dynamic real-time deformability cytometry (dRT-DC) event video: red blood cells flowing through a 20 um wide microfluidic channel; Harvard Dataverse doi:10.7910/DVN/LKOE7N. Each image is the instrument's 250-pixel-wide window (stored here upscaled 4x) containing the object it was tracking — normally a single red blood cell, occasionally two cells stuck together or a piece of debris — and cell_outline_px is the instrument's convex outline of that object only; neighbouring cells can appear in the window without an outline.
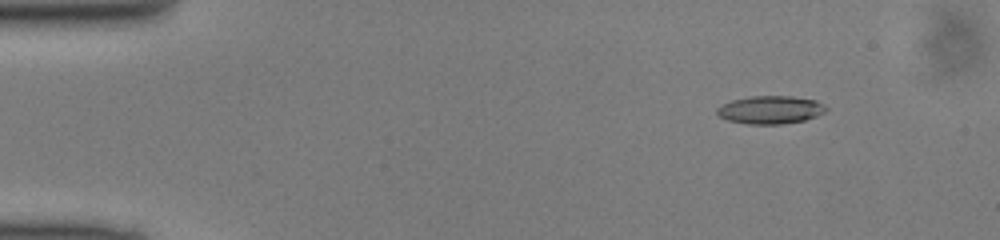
{"species": "common noctule bat (a hibernating species)", "species_latin": "Nyctalus noctula", "temperature_condition": "cold", "stored_images_in_passage": 50, "camera_frame_rate_fps": 3000, "um_per_image_px": 0.085, "animal": {"sex": "male", "body_mass_g": 13.0, "forearm_length_mm": 53.1}, "frame": {"image": 1, "passage_image": 6, "time_ms": 1.667, "image_size_px": [1000, 240], "cell_outline_px": [[828, 108], [824, 112], [816, 116], [804, 120], [780, 124], [748, 124], [728, 120], [720, 116], [716, 112], [716, 108], [732, 100], [748, 96], [792, 96], [816, 100], [824, 104]], "centroid_in_image_um": [65.49, 9.32], "position_along_channel_um": 19.5, "area_um2": 17.74}}
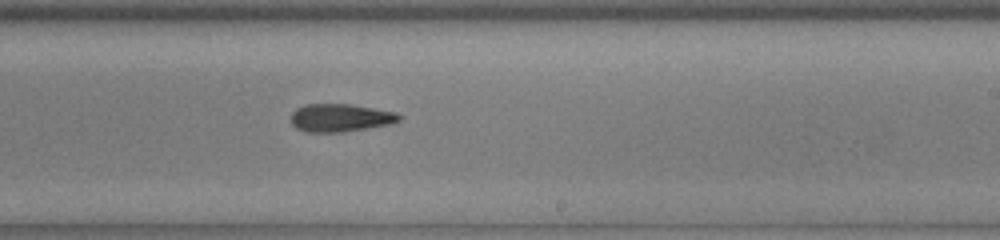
{"frame": {"image": 2, "passage_image": 30, "time_ms": 9.667, "image_size_px": [1000, 240], "cell_outline_px": [[400, 120], [392, 124], [344, 132], [308, 132], [296, 128], [292, 124], [292, 112], [296, 108], [304, 104], [348, 104], [396, 112], [400, 116]], "centroid_in_image_um": [28.92, 10.01], "position_along_channel_um": 260.1, "area_um2": 17.57}}
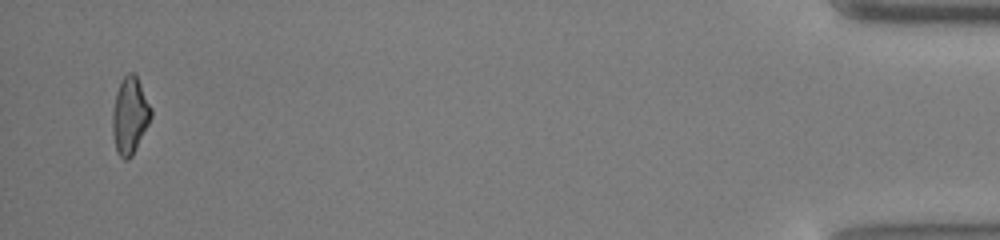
{"frame": {"image": 3, "passage_image": 48, "time_ms": 15.667, "image_size_px": [1000, 240], "cell_outline_px": [[152, 116], [132, 156], [128, 160], [124, 160], [116, 152], [112, 132], [112, 112], [116, 92], [124, 76], [128, 72], [132, 72], [136, 76], [152, 108]], "centroid_in_image_um": [11.03, 9.85], "position_along_channel_um": 424.2, "area_um2": 17.17}}